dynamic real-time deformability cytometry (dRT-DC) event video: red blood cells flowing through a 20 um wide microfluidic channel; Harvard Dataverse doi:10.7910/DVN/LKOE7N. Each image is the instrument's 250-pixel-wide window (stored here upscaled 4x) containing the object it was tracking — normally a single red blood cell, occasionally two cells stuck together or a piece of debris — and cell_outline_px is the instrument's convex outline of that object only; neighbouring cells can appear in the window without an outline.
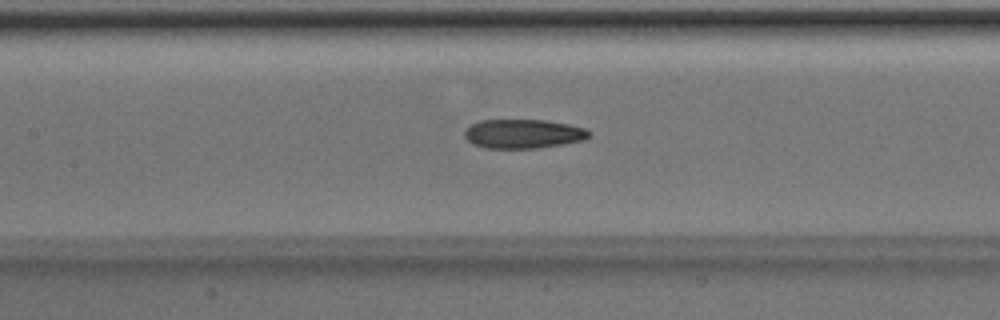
{"species": "Egyptian fruit bat (a non-hibernating species)", "species_latin": "Rousettus aegyptiacus", "temperature_condition": "room temperature", "stored_images_in_passage": 38, "camera_frame_rate_fps": 3000, "um_per_image_px": 0.085, "animal": {"sex": "male"}, "frame": {"image": 1, "passage_image": 11, "time_ms": 3.333, "image_size_px": [1000, 320], "cell_outline_px": [[592, 136], [584, 140], [564, 144], [536, 148], [484, 148], [472, 144], [464, 136], [464, 128], [468, 124], [480, 120], [544, 120], [568, 124], [584, 128], [592, 132]], "centroid_in_image_um": [44.45, 11.37], "position_along_channel_um": 163.0, "area_um2": 21.44}}
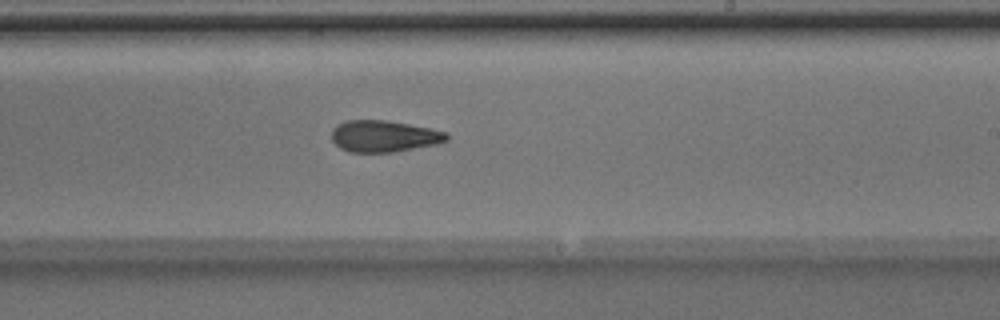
{"frame": {"image": 2, "passage_image": 18, "time_ms": 5.667, "image_size_px": [1000, 320], "cell_outline_px": [[448, 140], [440, 144], [392, 152], [348, 152], [340, 148], [332, 140], [332, 128], [336, 124], [348, 120], [388, 120], [448, 132]], "centroid_in_image_um": [32.64, 11.58], "position_along_channel_um": 256.4, "area_um2": 21.33}}
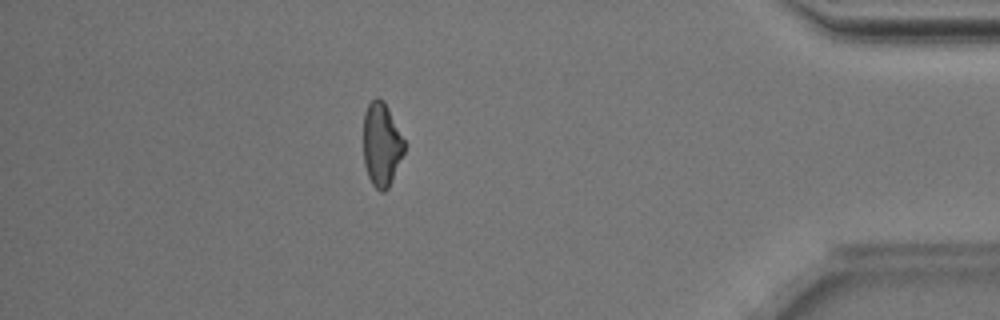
{"frame": {"image": 3, "passage_image": 32, "time_ms": 10.333, "image_size_px": [1000, 320], "cell_outline_px": [[404, 152], [388, 188], [384, 192], [380, 192], [372, 184], [368, 176], [364, 164], [364, 112], [368, 104], [376, 96], [380, 96], [384, 100], [404, 140]], "centroid_in_image_um": [32.42, 12.26], "position_along_channel_um": 402.8, "area_um2": 19.83}, "authors_computed_cell_mechanics": {"area_um2": 21.0392, "velocity_mm_per_s": 4.0215, "shape_relaxation_time_tau1_ms": 6.6391, "shape_relaxation_time_tau2_ms": 3.9516, "deformation_change_tau1": 0.1787, "deformation_change_tau2": 0.1252}}